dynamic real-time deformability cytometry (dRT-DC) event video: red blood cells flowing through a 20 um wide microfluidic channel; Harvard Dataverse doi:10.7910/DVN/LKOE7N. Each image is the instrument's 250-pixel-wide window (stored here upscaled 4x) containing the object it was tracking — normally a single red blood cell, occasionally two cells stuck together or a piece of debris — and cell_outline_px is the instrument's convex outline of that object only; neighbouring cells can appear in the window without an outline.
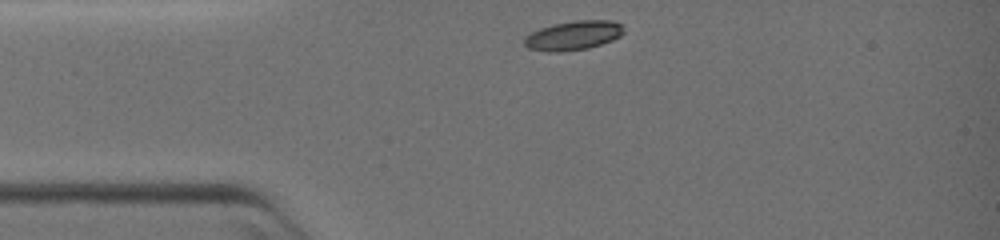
{"species": "common noctule bat (a hibernating species)", "species_latin": "Nyctalus noctula", "temperature_condition": "warm", "stored_images_in_passage": 37, "camera_frame_rate_fps": 3000, "um_per_image_px": 0.085, "animal": {"sex": "female", "body_mass_g": 19.0, "forearm_length_mm": 51.5}, "frame": {"image": 1, "passage_image": 1, "time_ms": 0.0, "image_size_px": [1000, 240], "cell_outline_px": [[624, 32], [620, 36], [612, 40], [588, 48], [556, 52], [528, 48], [524, 44], [524, 40], [532, 32], [540, 28], [556, 24], [576, 20], [612, 20], [620, 24]], "centroid_in_image_um": [48.76, 3.0], "position_along_channel_um": 36.2, "area_um2": 16.53}}
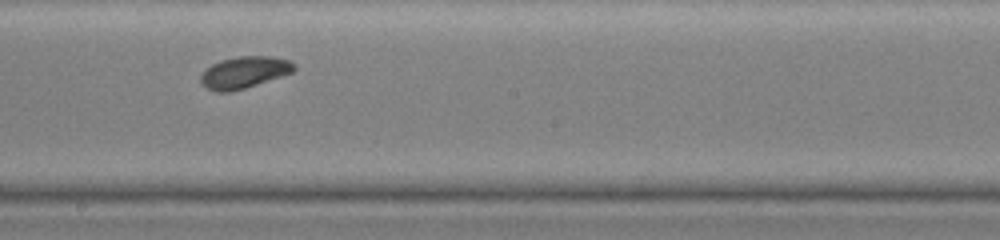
{"frame": {"image": 2, "passage_image": 20, "time_ms": 6.333, "image_size_px": [1000, 240], "cell_outline_px": [[296, 68], [292, 72], [232, 92], [216, 92], [208, 88], [200, 80], [200, 76], [212, 64], [220, 60], [240, 56], [272, 56], [292, 60], [296, 64]], "centroid_in_image_um": [20.79, 6.13], "position_along_channel_um": 227.4, "area_um2": 17.11}}
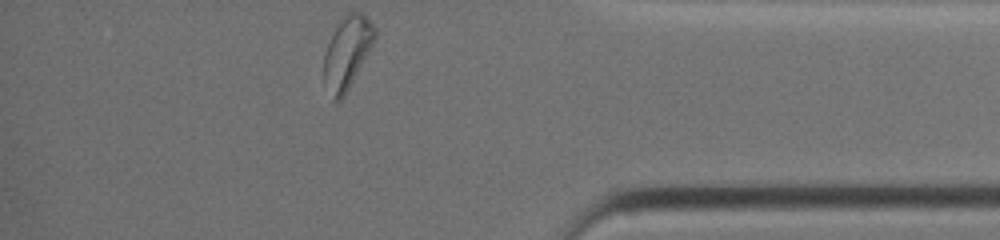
{"frame": {"image": 3, "passage_image": 37, "time_ms": 12.0, "image_size_px": [1000, 240], "cell_outline_px": [[376, 36], [368, 52], [344, 96], [340, 100], [332, 100], [324, 76], [324, 56], [328, 44], [336, 28], [348, 12], [364, 12], [376, 28]], "centroid_in_image_um": [29.53, 4.43], "position_along_channel_um": 405.7, "area_um2": 20.69}}